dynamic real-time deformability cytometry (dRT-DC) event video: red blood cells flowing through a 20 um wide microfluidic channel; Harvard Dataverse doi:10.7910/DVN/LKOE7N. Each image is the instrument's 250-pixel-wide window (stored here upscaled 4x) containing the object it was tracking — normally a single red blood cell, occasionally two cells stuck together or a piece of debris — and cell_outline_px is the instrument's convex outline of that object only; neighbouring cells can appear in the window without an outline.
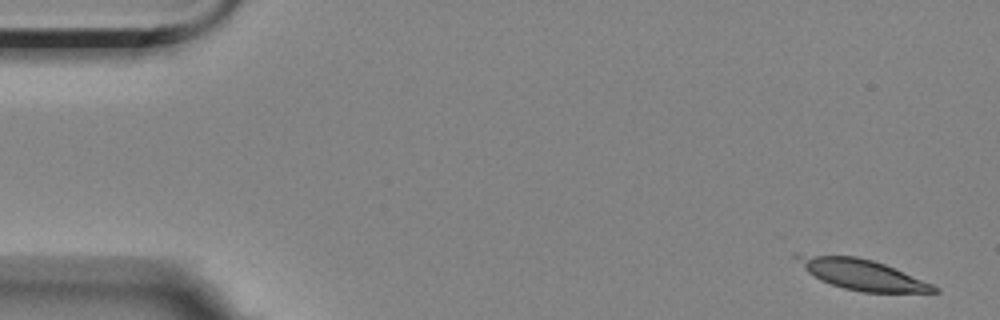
{"species": "Egyptian fruit bat (a non-hibernating species)", "species_latin": "Rousettus aegyptiacus", "temperature_condition": "room temperature", "stored_images_in_passage": 5, "camera_frame_rate_fps": 3000, "um_per_image_px": 0.085, "animal": {"sex": "female"}, "frame": {"image": 1, "passage_image": 1, "time_ms": 0.0, "image_size_px": [1000, 320], "cell_outline_px": [[940, 292], [864, 292], [844, 288], [820, 280], [808, 272], [792, 256], [792, 252], [856, 256], [872, 260], [884, 264], [932, 284], [940, 288]], "centroid_in_image_um": [73.18, 23.29], "position_along_channel_um": 11.8, "area_um2": 24.39}}
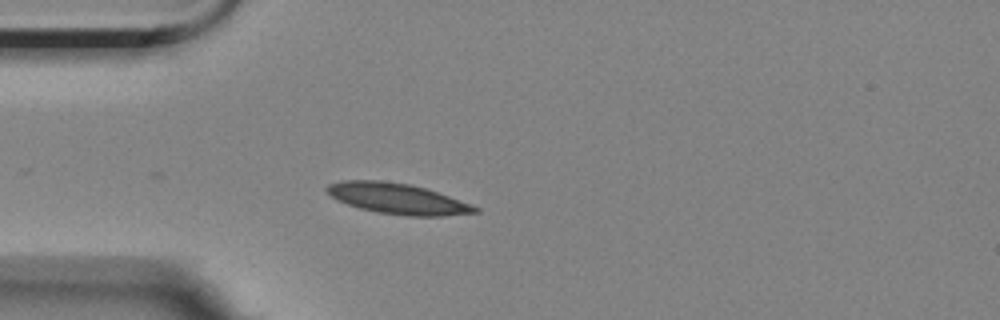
{"frame": {"image": 2, "passage_image": 5, "time_ms": 4.333, "image_size_px": [1000, 320], "cell_outline_px": [[480, 212], [444, 216], [408, 216], [376, 212], [360, 208], [348, 204], [332, 196], [324, 188], [328, 184], [344, 180], [380, 180], [408, 184], [424, 188], [472, 204], [480, 208]], "centroid_in_image_um": [33.81, 16.89], "position_along_channel_um": 51.2, "area_um2": 26.24}}